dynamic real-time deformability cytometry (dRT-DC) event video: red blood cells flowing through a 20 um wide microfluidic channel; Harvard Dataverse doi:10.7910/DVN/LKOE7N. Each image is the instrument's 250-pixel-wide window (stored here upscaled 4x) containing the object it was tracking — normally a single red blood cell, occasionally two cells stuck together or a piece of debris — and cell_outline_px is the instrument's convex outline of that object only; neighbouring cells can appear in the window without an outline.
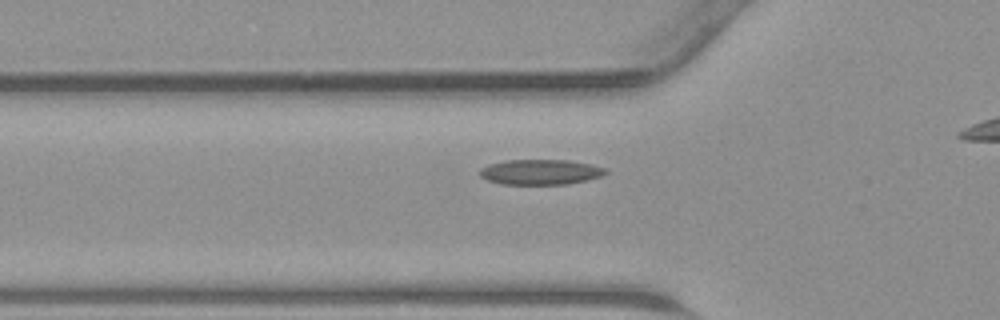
{"species": "common noctule bat (a hibernating species)", "species_latin": "Nyctalus noctula", "temperature_condition": "warm", "stored_images_in_passage": 28, "camera_frame_rate_fps": 3000, "um_per_image_px": 0.085, "animal": {"sex": "male", "body_mass_g": 23.1, "forearm_length_mm": 52.7}, "frame": {"image": 1, "passage_image": 6, "time_ms": 1.667, "image_size_px": [1000, 320], "cell_outline_px": [[608, 172], [600, 176], [588, 180], [568, 184], [500, 184], [488, 180], [480, 176], [476, 172], [480, 168], [488, 164], [504, 160], [568, 160], [592, 164], [608, 168]], "centroid_in_image_um": [45.92, 14.61], "position_along_channel_um": 79.9, "area_um2": 18.79}}
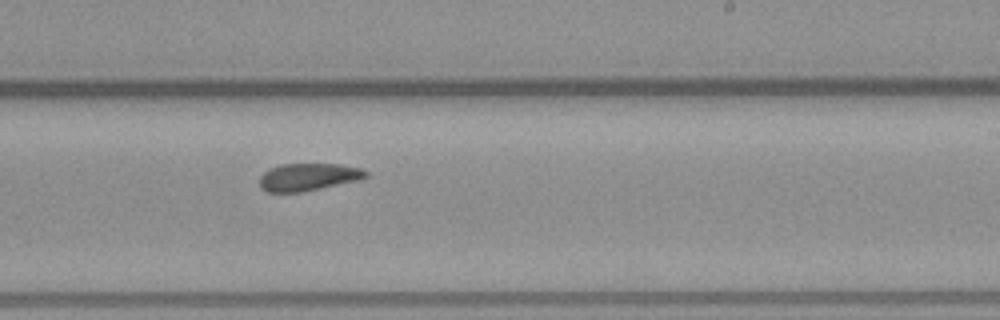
{"frame": {"image": 2, "passage_image": 18, "time_ms": 5.667, "image_size_px": [1000, 320], "cell_outline_px": [[368, 176], [360, 180], [300, 192], [268, 192], [260, 188], [260, 176], [268, 168], [280, 164], [340, 164], [360, 168], [368, 172]], "centroid_in_image_um": [26.19, 15.04], "position_along_channel_um": 262.8, "area_um2": 17.05}}
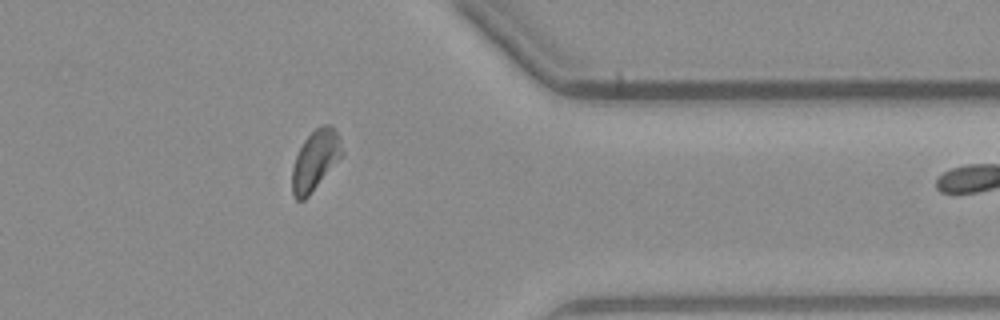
{"frame": {"image": 3, "passage_image": 27, "time_ms": 8.667, "image_size_px": [1000, 320], "cell_outline_px": [[344, 156], [308, 196], [304, 200], [296, 200], [292, 192], [292, 168], [296, 156], [304, 140], [320, 124], [332, 124], [340, 140], [344, 152]], "centroid_in_image_um": [26.83, 13.61], "position_along_channel_um": 384.6, "area_um2": 17.63}}